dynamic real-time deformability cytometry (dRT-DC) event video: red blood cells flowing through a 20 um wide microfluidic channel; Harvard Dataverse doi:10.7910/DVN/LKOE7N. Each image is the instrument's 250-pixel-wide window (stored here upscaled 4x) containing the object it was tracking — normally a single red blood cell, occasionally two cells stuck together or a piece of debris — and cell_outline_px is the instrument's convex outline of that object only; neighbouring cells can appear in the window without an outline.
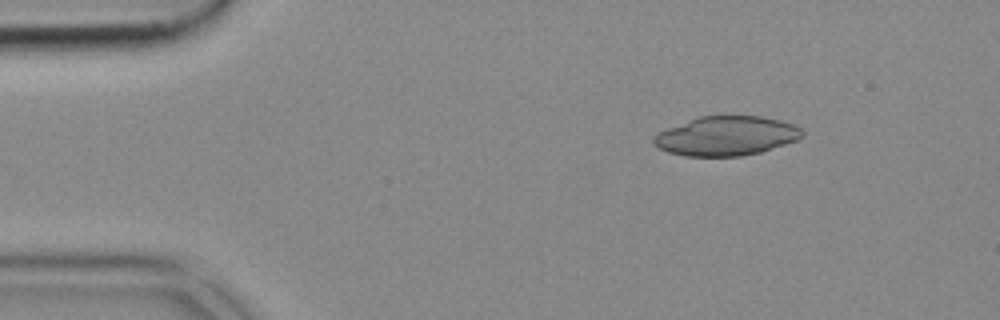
{"species": "common noctule bat (a hibernating species)", "species_latin": "Nyctalus noctula", "temperature_condition": "cold", "stored_images_in_passage": 46, "camera_frame_rate_fps": 3000, "um_per_image_px": 0.085, "animal": {"sex": "female", "body_mass_g": 18.4}, "frame": {"image": 1, "passage_image": 1, "time_ms": 0.0, "image_size_px": [1000, 320], "cell_outline_px": [[804, 136], [796, 140], [760, 152], [740, 156], [684, 156], [668, 152], [652, 144], [652, 140], [660, 132], [668, 128], [700, 116], [760, 116], [780, 120], [796, 124], [804, 132]], "centroid_in_image_um": [61.76, 11.55], "position_along_channel_um": 23.2, "area_um2": 33.81}}